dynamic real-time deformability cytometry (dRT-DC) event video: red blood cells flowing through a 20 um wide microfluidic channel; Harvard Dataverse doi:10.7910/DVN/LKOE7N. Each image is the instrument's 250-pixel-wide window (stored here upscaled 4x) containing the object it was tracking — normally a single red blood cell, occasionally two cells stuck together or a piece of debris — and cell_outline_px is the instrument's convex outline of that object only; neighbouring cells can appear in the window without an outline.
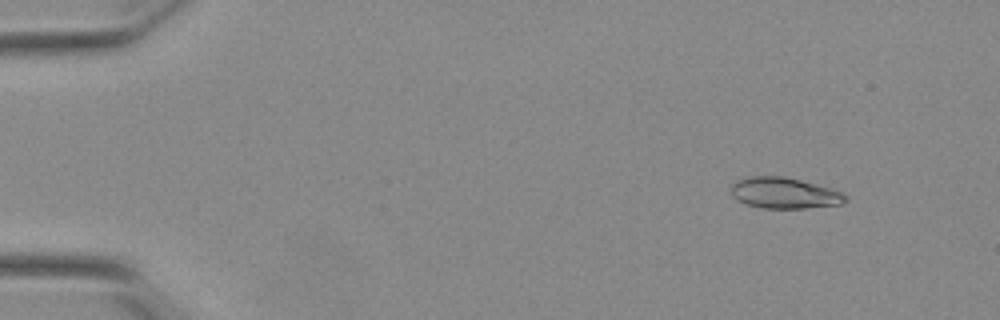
{"species": "Egyptian fruit bat (a non-hibernating species)", "species_latin": "Rousettus aegyptiacus", "temperature_condition": "warm", "stored_images_in_passage": 18, "camera_frame_rate_fps": 3000, "um_per_image_px": 0.085, "animal": {"sex": "female"}, "frame": {"image": 1, "passage_image": 6, "time_ms": 1.667, "image_size_px": [1000, 320], "cell_outline_px": [[848, 200], [840, 204], [804, 208], [760, 208], [744, 204], [736, 200], [732, 196], [732, 184], [736, 180], [752, 176], [780, 176], [800, 180], [816, 184], [844, 192], [848, 196]], "centroid_in_image_um": [66.66, 16.41], "position_along_channel_um": 18.3, "area_um2": 20.75}}
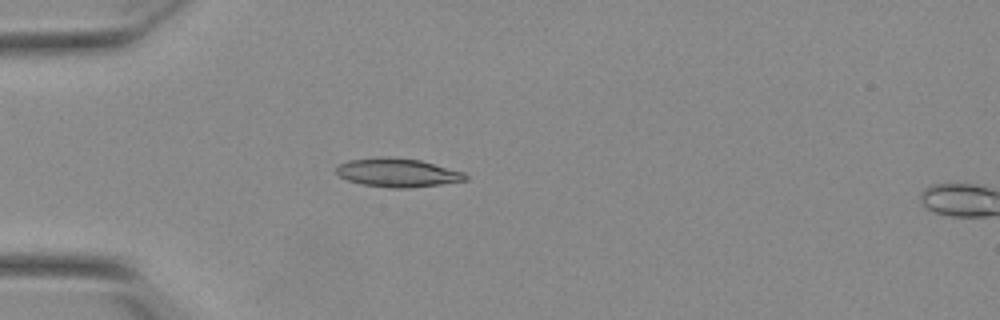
{"frame": {"image": 2, "passage_image": 16, "time_ms": 5.0, "image_size_px": [1000, 320], "cell_outline_px": [[468, 180], [440, 184], [408, 188], [388, 188], [364, 184], [348, 180], [340, 176], [336, 172], [336, 168], [340, 164], [348, 160], [380, 156], [388, 156], [420, 160], [464, 172], [468, 176]], "centroid_in_image_um": [33.8, 14.67], "position_along_channel_um": 51.2, "area_um2": 21.56}}